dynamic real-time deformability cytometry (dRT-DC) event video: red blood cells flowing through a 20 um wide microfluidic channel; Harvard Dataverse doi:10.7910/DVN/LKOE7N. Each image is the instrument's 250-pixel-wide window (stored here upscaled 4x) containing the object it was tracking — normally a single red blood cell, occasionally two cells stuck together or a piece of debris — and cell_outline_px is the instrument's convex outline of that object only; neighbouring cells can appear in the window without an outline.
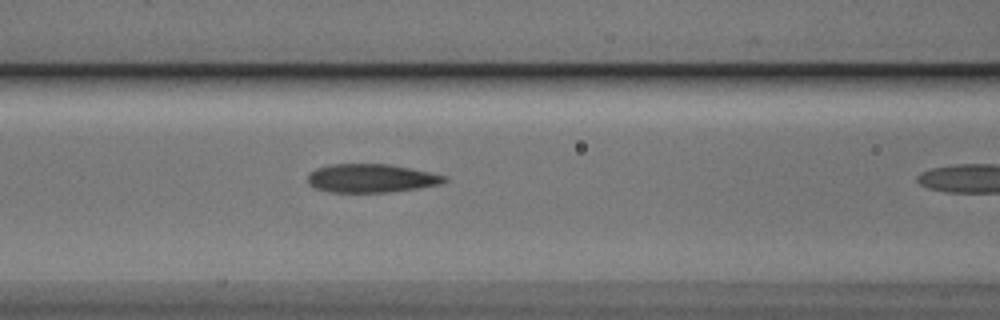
{"species": "Egyptian fruit bat (a non-hibernating species)", "species_latin": "Rousettus aegyptiacus", "temperature_condition": "cold", "stored_images_in_passage": 11, "camera_frame_rate_fps": 3000, "um_per_image_px": 0.085, "animal": {"sex": "male"}, "frame": {"image": 1, "passage_image": 10, "time_ms": 3.0, "image_size_px": [1000, 320], "cell_outline_px": [[448, 180], [440, 184], [420, 188], [388, 192], [328, 192], [316, 188], [308, 184], [308, 176], [316, 168], [332, 164], [388, 164], [448, 176]], "centroid_in_image_um": [31.56, 15.16], "position_along_channel_um": 135.0, "area_um2": 22.6}}